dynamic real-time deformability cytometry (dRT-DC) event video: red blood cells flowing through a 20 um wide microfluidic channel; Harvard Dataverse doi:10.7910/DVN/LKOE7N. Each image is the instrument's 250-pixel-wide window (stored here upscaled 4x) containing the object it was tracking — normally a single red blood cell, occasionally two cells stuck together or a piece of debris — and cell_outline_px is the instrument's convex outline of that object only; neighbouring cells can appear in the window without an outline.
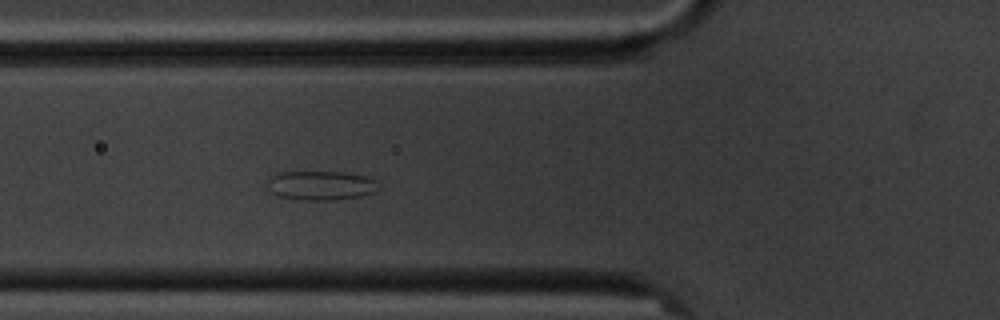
{"species": "common noctule bat (a hibernating species)", "species_latin": "Nyctalus noctula", "temperature_condition": "cold", "stored_images_in_passage": 5, "camera_frame_rate_fps": 3000, "um_per_image_px": 0.085, "animal": {"sex": "male", "body_mass_g": 20.1, "forearm_length_mm": 53.5}, "frame": {"image": 1, "passage_image": 5, "time_ms": 5.333, "image_size_px": [1000, 320], "cell_outline_px": [[380, 188], [372, 192], [360, 196], [328, 200], [304, 200], [280, 196], [272, 192], [268, 180], [272, 176], [280, 172], [340, 172], [364, 176], [376, 180]], "centroid_in_image_um": [27.3, 15.76], "position_along_channel_um": 98.5, "area_um2": 18.5}}